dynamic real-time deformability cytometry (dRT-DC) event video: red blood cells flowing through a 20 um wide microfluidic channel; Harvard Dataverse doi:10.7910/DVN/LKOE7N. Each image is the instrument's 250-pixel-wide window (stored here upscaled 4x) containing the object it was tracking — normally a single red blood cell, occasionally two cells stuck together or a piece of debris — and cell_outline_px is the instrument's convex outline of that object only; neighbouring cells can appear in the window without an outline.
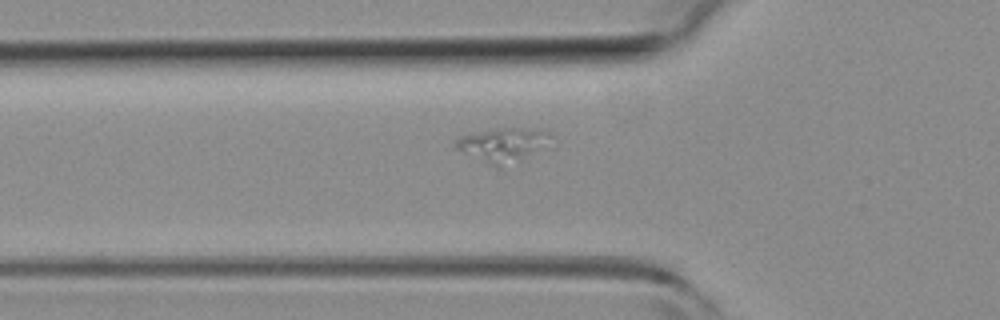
{"species": "common noctule bat (a hibernating species)", "species_latin": "Nyctalus noctula", "temperature_condition": "room temperature", "stored_images_in_passage": 31, "camera_frame_rate_fps": 3000, "um_per_image_px": 0.085, "animal": {"sex": "female", "body_mass_g": 19.3, "forearm_length_mm": 54.1}, "frame": {"image": 1, "passage_image": 3, "time_ms": 0.667, "image_size_px": [1000, 320], "cell_outline_px": [[552, 148], [520, 160], [496, 168], [452, 148], [456, 136], [472, 132], [496, 128], [520, 128], [548, 132], [552, 136]], "centroid_in_image_um": [42.75, 12.32], "position_along_channel_um": 83.0, "area_um2": 19.77}}
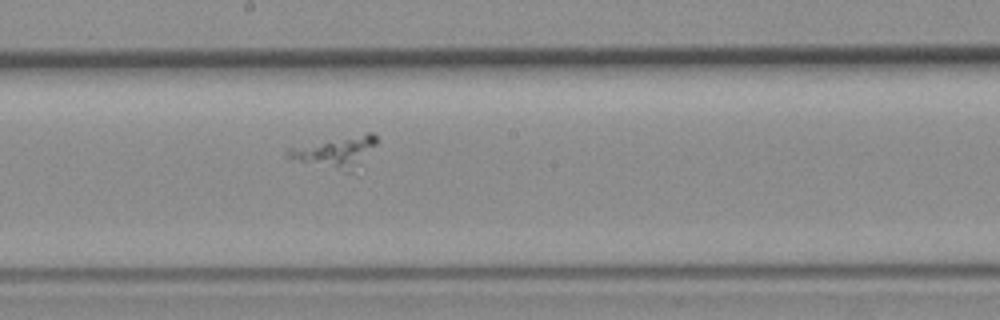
{"frame": {"image": 2, "passage_image": 13, "time_ms": 4.0, "image_size_px": [1000, 320], "cell_outline_px": [[376, 144], [352, 172], [344, 172], [288, 160], [288, 148], [368, 132], [372, 132], [376, 136]], "centroid_in_image_um": [28.5, 12.94], "position_along_channel_um": 219.7, "area_um2": 15.9}}
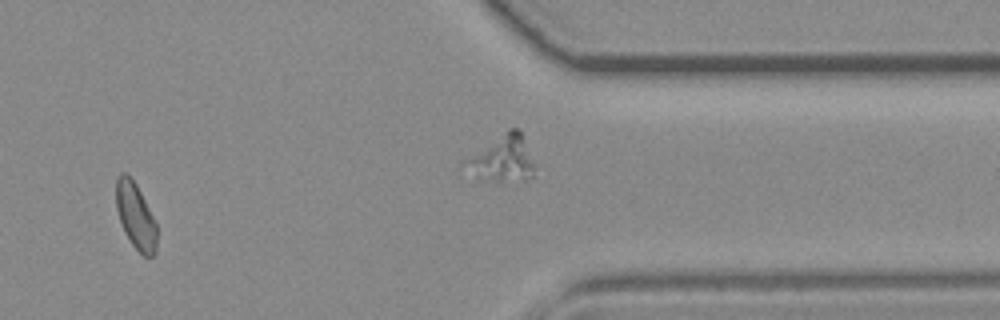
{"frame": {"image": 3, "passage_image": 24, "time_ms": 7.667, "image_size_px": [1000, 320], "cell_outline_px": [[156, 252], [152, 256], [144, 256], [132, 244], [124, 232], [116, 208], [116, 176], [120, 172], [124, 172], [136, 184], [156, 224]], "centroid_in_image_um": [11.5, 18.35], "position_along_channel_um": 399.9, "area_um2": 15.37}}